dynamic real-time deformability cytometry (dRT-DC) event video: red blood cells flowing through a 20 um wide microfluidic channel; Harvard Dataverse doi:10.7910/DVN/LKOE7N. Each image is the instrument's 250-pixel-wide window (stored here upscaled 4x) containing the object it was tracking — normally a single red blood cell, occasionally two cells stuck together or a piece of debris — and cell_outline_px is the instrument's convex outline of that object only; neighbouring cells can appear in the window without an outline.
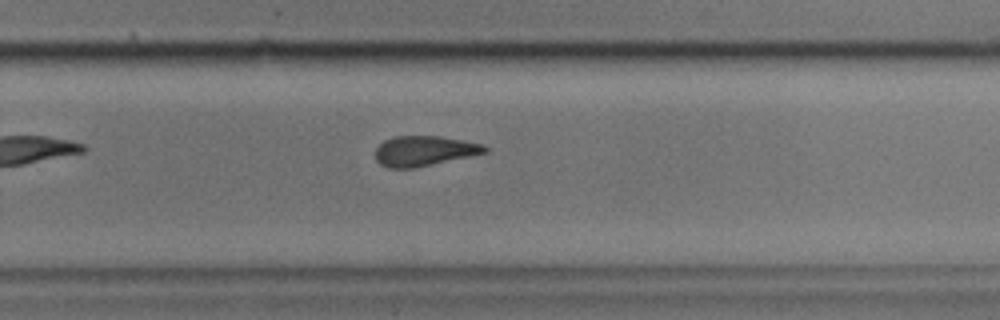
{"species": "common noctule bat (a hibernating species)", "species_latin": "Nyctalus noctula", "temperature_condition": "cold", "stored_images_in_passage": 28, "camera_frame_rate_fps": 3000, "um_per_image_px": 0.085, "animal": {"sex": "male", "body_mass_g": 17.9}, "frame": {"image": 1, "passage_image": 20, "time_ms": 6.333, "image_size_px": [1000, 320], "cell_outline_px": [[488, 152], [416, 168], [388, 168], [380, 164], [376, 160], [376, 148], [384, 140], [392, 136], [440, 136], [484, 144], [488, 148]], "centroid_in_image_um": [36.05, 12.83], "position_along_channel_um": 293.7, "area_um2": 19.31}}